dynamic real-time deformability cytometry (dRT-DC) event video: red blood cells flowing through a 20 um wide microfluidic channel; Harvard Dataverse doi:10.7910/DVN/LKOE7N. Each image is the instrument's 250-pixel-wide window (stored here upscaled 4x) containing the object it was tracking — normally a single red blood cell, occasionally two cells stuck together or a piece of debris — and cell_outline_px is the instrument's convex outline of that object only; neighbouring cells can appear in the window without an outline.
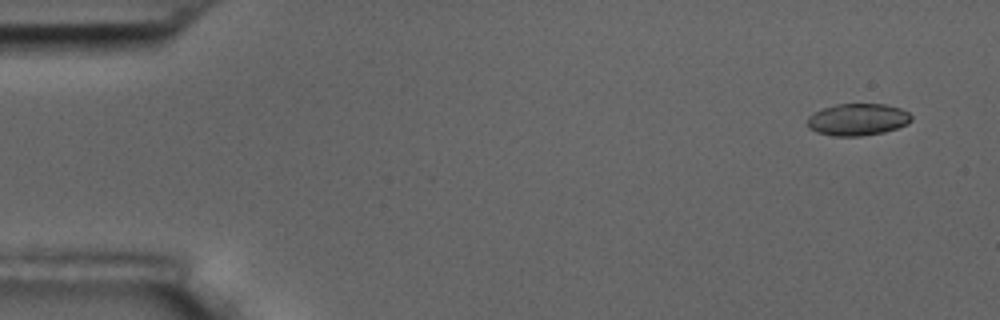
{"species": "common noctule bat (a hibernating species)", "species_latin": "Nyctalus noctula", "temperature_condition": "room temperature", "stored_images_in_passage": 4, "camera_frame_rate_fps": 3000, "um_per_image_px": 0.085, "animal": {"sex": "male", "body_mass_g": 17.5, "forearm_length_mm": 52.3}, "frame": {"image": 1, "passage_image": 1, "time_ms": 0.0, "image_size_px": [1000, 320], "cell_outline_px": [[912, 120], [908, 124], [884, 132], [860, 136], [832, 136], [816, 132], [808, 128], [808, 116], [812, 112], [836, 104], [884, 104], [900, 108], [908, 112], [912, 116]], "centroid_in_image_um": [72.89, 10.16], "position_along_channel_um": 12.1, "area_um2": 19.48}}
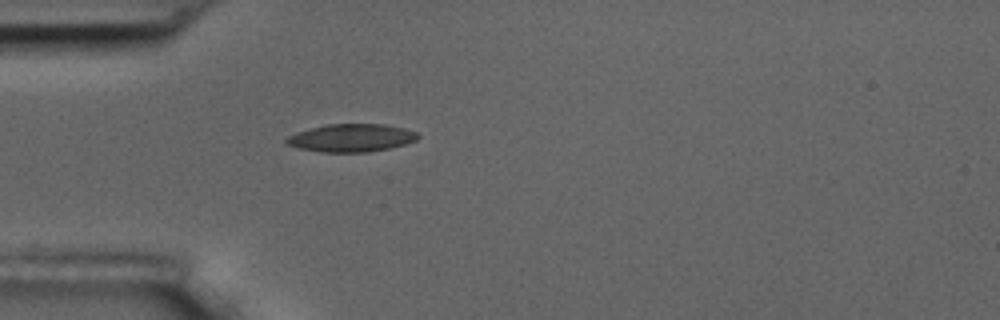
{"frame": {"image": 2, "passage_image": 4, "time_ms": 4.333, "image_size_px": [1000, 320], "cell_outline_px": [[420, 136], [416, 140], [404, 144], [388, 148], [368, 152], [324, 152], [300, 148], [288, 144], [284, 140], [288, 136], [296, 132], [324, 124], [384, 124], [404, 128], [416, 132]], "centroid_in_image_um": [29.86, 11.71], "position_along_channel_um": 55.1, "area_um2": 21.21}}